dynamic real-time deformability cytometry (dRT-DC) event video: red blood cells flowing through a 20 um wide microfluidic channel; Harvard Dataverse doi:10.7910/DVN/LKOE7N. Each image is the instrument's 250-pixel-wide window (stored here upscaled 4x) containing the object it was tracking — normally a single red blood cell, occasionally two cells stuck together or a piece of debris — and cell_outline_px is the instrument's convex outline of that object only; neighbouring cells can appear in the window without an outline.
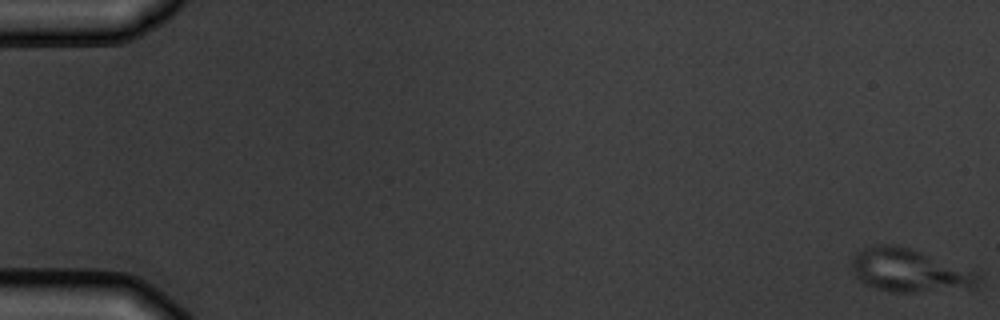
{"species": "common noctule bat (a hibernating species)", "species_latin": "Nyctalus noctula", "temperature_condition": "warm", "stored_images_in_passage": 7, "camera_frame_rate_fps": 3000, "um_per_image_px": 0.085, "animal": {"sex": "male", "body_mass_g": 19.5, "forearm_length_mm": 54.6}, "frame": {"image": 1, "passage_image": 1, "time_ms": 0.0, "image_size_px": [1000, 320], "cell_outline_px": [[980, 276], [976, 288], [916, 292], [892, 292], [876, 288], [864, 284], [856, 276], [852, 268], [852, 260], [856, 252], [872, 244], [892, 244], [912, 248], [980, 272]], "centroid_in_image_um": [77.34, 22.98], "position_along_channel_um": 7.7, "area_um2": 32.25}}